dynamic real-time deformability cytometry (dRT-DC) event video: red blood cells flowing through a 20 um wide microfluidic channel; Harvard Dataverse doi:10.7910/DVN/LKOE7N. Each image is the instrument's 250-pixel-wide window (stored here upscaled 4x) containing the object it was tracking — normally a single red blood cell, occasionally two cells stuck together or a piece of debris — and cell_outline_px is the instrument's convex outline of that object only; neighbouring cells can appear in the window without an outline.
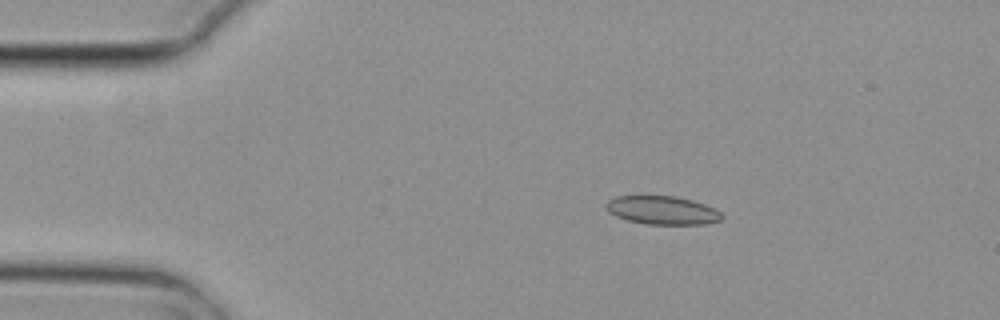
{"species": "common noctule bat (a hibernating species)", "species_latin": "Nyctalus noctula", "temperature_condition": "cold", "stored_images_in_passage": 5, "camera_frame_rate_fps": 3000, "um_per_image_px": 0.085, "animal": {"sex": "female", "body_mass_g": 29.2, "forearm_length_mm": 56.3}, "frame": {"image": 1, "passage_image": 2, "time_ms": 0.333, "image_size_px": [1000, 320], "cell_outline_px": [[724, 216], [720, 220], [704, 224], [644, 224], [628, 220], [616, 216], [608, 212], [604, 204], [608, 200], [616, 196], [676, 196], [692, 200], [716, 208]], "centroid_in_image_um": [56.29, 17.87], "position_along_channel_um": 28.7, "area_um2": 19.25}}
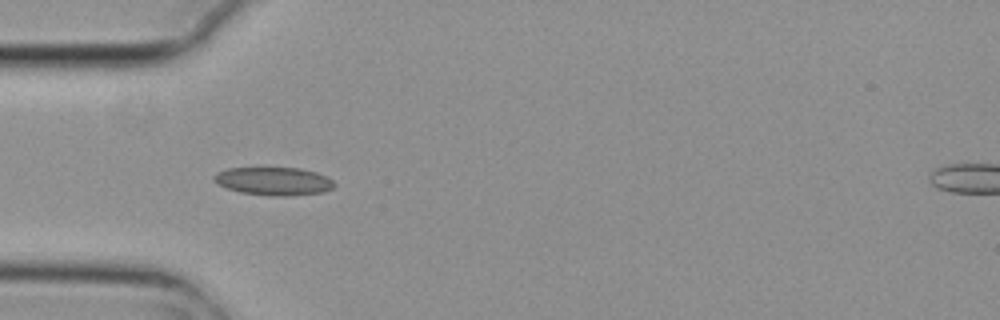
{"frame": {"image": 2, "passage_image": 4, "time_ms": 1.0, "image_size_px": [1000, 320], "cell_outline_px": [[336, 184], [332, 188], [324, 192], [284, 196], [272, 196], [240, 192], [216, 184], [212, 180], [212, 176], [216, 172], [228, 168], [300, 168], [316, 172], [328, 176]], "centroid_in_image_um": [23.25, 15.39], "position_along_channel_um": 61.8, "area_um2": 19.83}}
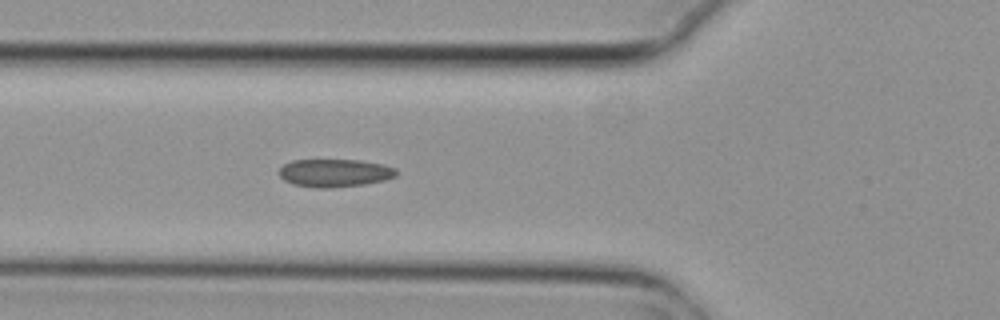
{"frame": {"image": 3, "passage_image": 5, "time_ms": 1.333, "image_size_px": [1000, 320], "cell_outline_px": [[396, 176], [384, 180], [364, 184], [328, 188], [316, 188], [292, 184], [284, 180], [280, 176], [280, 168], [284, 164], [292, 160], [360, 160], [384, 164], [396, 168]], "centroid_in_image_um": [28.45, 14.7], "position_along_channel_um": 97.4, "area_um2": 19.07}}